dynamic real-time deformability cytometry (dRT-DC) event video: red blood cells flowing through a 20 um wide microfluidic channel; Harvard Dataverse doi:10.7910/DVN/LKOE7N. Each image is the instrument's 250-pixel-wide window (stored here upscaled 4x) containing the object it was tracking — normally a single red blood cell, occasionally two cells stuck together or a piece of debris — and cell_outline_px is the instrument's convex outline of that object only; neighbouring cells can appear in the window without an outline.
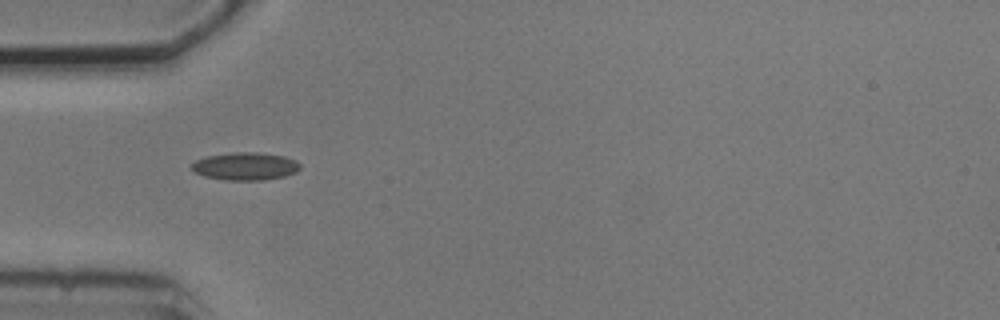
{"species": "common noctule bat (a hibernating species)", "species_latin": "Nyctalus noctula", "temperature_condition": "cold", "stored_images_in_passage": 5, "camera_frame_rate_fps": 3000, "um_per_image_px": 0.085, "animal": {"sex": "male", "body_mass_g": 20.5, "forearm_length_mm": 52.5}, "frame": {"image": 1, "passage_image": 1, "time_ms": 0.0, "image_size_px": [1000, 320], "cell_outline_px": [[300, 168], [296, 172], [284, 176], [264, 180], [224, 180], [204, 176], [196, 172], [192, 168], [192, 164], [196, 160], [208, 156], [236, 152], [256, 152], [284, 156], [296, 160], [300, 164]], "centroid_in_image_um": [20.88, 14.13], "position_along_channel_um": 64.1, "area_um2": 17.4}}
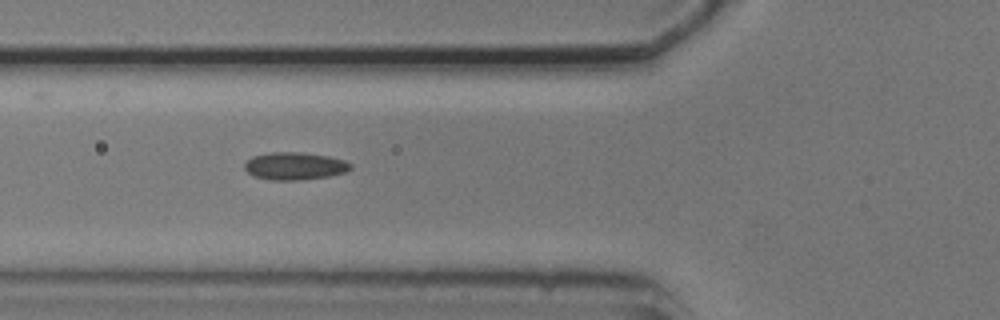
{"frame": {"image": 2, "passage_image": 2, "time_ms": 1.0, "image_size_px": [1000, 320], "cell_outline_px": [[352, 168], [344, 172], [328, 176], [300, 180], [272, 180], [252, 176], [244, 168], [244, 164], [252, 156], [272, 152], [300, 152], [328, 156], [344, 160], [352, 164]], "centroid_in_image_um": [25.03, 14.11], "position_along_channel_um": 100.8, "area_um2": 16.99}}
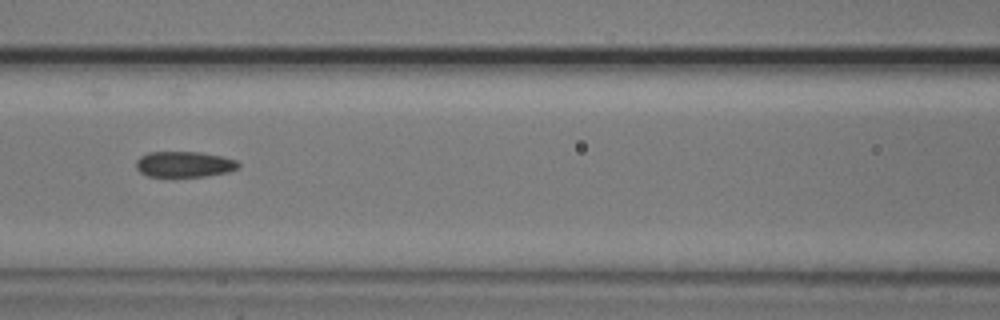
{"frame": {"image": 3, "passage_image": 3, "time_ms": 2.333, "image_size_px": [1000, 320], "cell_outline_px": [[240, 168], [228, 172], [204, 176], [148, 176], [140, 172], [136, 168], [136, 160], [140, 156], [148, 152], [200, 152], [224, 156], [236, 160], [240, 164]], "centroid_in_image_um": [15.68, 13.95], "position_along_channel_um": 150.9, "area_um2": 15.43}}